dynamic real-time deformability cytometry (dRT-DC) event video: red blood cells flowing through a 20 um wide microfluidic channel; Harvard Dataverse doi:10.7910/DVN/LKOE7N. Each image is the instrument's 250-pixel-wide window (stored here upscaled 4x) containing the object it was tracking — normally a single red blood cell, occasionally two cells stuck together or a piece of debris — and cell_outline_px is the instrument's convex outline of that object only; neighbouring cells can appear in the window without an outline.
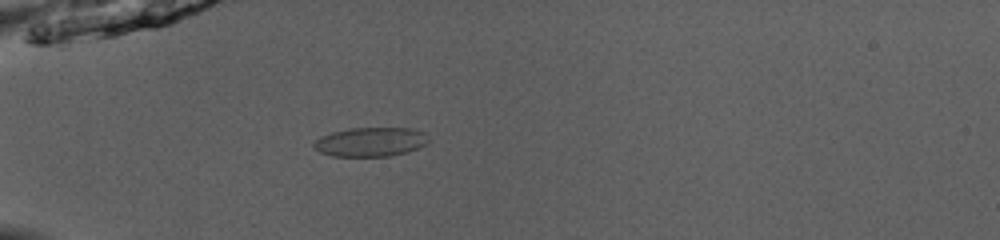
{"species": "common noctule bat (a hibernating species)", "species_latin": "Nyctalus noctula", "temperature_condition": "room temperature", "stored_images_in_passage": 48, "camera_frame_rate_fps": 3000, "um_per_image_px": 0.085, "animal": {"sex": "male", "body_mass_g": 13.0, "forearm_length_mm": 53.1}, "frame": {"image": 1, "passage_image": 14, "time_ms": 4.333, "image_size_px": [1000, 240], "cell_outline_px": [[428, 144], [408, 152], [388, 156], [332, 156], [320, 152], [312, 144], [320, 136], [332, 132], [348, 128], [412, 128], [424, 132], [428, 140]], "centroid_in_image_um": [31.51, 12.06], "position_along_channel_um": 53.5, "area_um2": 19.54}}
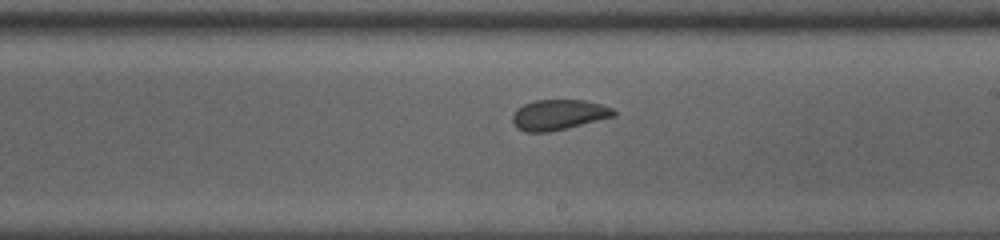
{"frame": {"image": 2, "passage_image": 29, "time_ms": 9.333, "image_size_px": [1000, 240], "cell_outline_px": [[616, 116], [548, 132], [524, 132], [516, 128], [512, 120], [512, 116], [516, 108], [524, 104], [536, 100], [584, 100], [600, 104], [612, 108], [616, 112]], "centroid_in_image_um": [47.45, 9.75], "position_along_channel_um": 241.6, "area_um2": 17.86}}
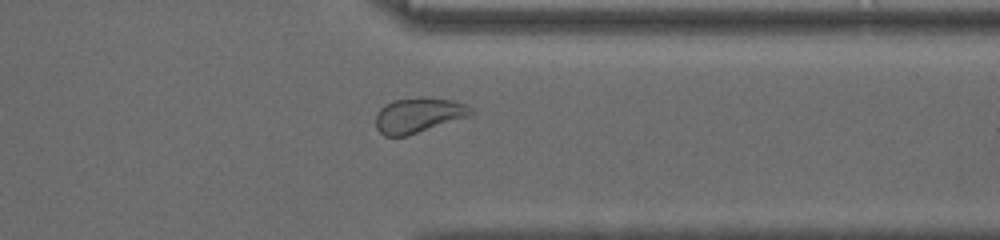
{"frame": {"image": 3, "passage_image": 39, "time_ms": 12.667, "image_size_px": [1000, 240], "cell_outline_px": [[472, 116], [408, 136], [384, 136], [376, 128], [376, 116], [380, 108], [396, 100], [424, 96], [452, 100], [464, 104], [472, 108]], "centroid_in_image_um": [35.6, 9.8], "position_along_channel_um": 375.8, "area_um2": 19.59}, "authors_computed_cell_mechanics": {"area_um2": 19.5653, "velocity_mm_per_s": 4.0418, "shape_relaxation_time_tau1_ms": null, "shape_relaxation_time_tau2_ms": 0.8985, "deformation_change_tau1": null, "deformation_change_tau2": 0.0257}}